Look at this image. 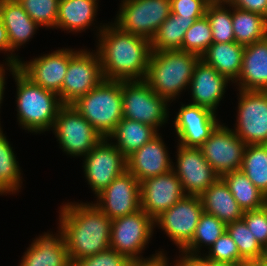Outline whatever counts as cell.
I'll list each match as a JSON object with an SVG mask.
<instances>
[{"instance_id":"cell-46","label":"cell","mask_w":267,"mask_h":266,"mask_svg":"<svg viewBox=\"0 0 267 266\" xmlns=\"http://www.w3.org/2000/svg\"><path fill=\"white\" fill-rule=\"evenodd\" d=\"M0 51H5V53L10 52V41L8 38V33L0 18ZM3 66V64H0Z\"/></svg>"},{"instance_id":"cell-42","label":"cell","mask_w":267,"mask_h":266,"mask_svg":"<svg viewBox=\"0 0 267 266\" xmlns=\"http://www.w3.org/2000/svg\"><path fill=\"white\" fill-rule=\"evenodd\" d=\"M171 13L180 18H194L198 20L205 16L210 3L208 0H170Z\"/></svg>"},{"instance_id":"cell-27","label":"cell","mask_w":267,"mask_h":266,"mask_svg":"<svg viewBox=\"0 0 267 266\" xmlns=\"http://www.w3.org/2000/svg\"><path fill=\"white\" fill-rule=\"evenodd\" d=\"M97 0H60L56 29L83 32L94 22L97 15Z\"/></svg>"},{"instance_id":"cell-23","label":"cell","mask_w":267,"mask_h":266,"mask_svg":"<svg viewBox=\"0 0 267 266\" xmlns=\"http://www.w3.org/2000/svg\"><path fill=\"white\" fill-rule=\"evenodd\" d=\"M58 230L55 236L48 232L34 239L19 266H72L60 224Z\"/></svg>"},{"instance_id":"cell-40","label":"cell","mask_w":267,"mask_h":266,"mask_svg":"<svg viewBox=\"0 0 267 266\" xmlns=\"http://www.w3.org/2000/svg\"><path fill=\"white\" fill-rule=\"evenodd\" d=\"M242 219L256 240L267 251V204L257 210L245 211Z\"/></svg>"},{"instance_id":"cell-15","label":"cell","mask_w":267,"mask_h":266,"mask_svg":"<svg viewBox=\"0 0 267 266\" xmlns=\"http://www.w3.org/2000/svg\"><path fill=\"white\" fill-rule=\"evenodd\" d=\"M176 173L186 195L200 196L220 177L205 159L201 148L185 147L177 144Z\"/></svg>"},{"instance_id":"cell-49","label":"cell","mask_w":267,"mask_h":266,"mask_svg":"<svg viewBox=\"0 0 267 266\" xmlns=\"http://www.w3.org/2000/svg\"><path fill=\"white\" fill-rule=\"evenodd\" d=\"M211 266H242V264L224 263V262H213L211 261Z\"/></svg>"},{"instance_id":"cell-10","label":"cell","mask_w":267,"mask_h":266,"mask_svg":"<svg viewBox=\"0 0 267 266\" xmlns=\"http://www.w3.org/2000/svg\"><path fill=\"white\" fill-rule=\"evenodd\" d=\"M104 80L98 52L76 50L71 56L58 94L63 105H72Z\"/></svg>"},{"instance_id":"cell-37","label":"cell","mask_w":267,"mask_h":266,"mask_svg":"<svg viewBox=\"0 0 267 266\" xmlns=\"http://www.w3.org/2000/svg\"><path fill=\"white\" fill-rule=\"evenodd\" d=\"M213 43L212 30L206 16L196 20L186 31L182 51L202 56Z\"/></svg>"},{"instance_id":"cell-48","label":"cell","mask_w":267,"mask_h":266,"mask_svg":"<svg viewBox=\"0 0 267 266\" xmlns=\"http://www.w3.org/2000/svg\"><path fill=\"white\" fill-rule=\"evenodd\" d=\"M256 266H267V253L261 256L258 260L253 261Z\"/></svg>"},{"instance_id":"cell-25","label":"cell","mask_w":267,"mask_h":266,"mask_svg":"<svg viewBox=\"0 0 267 266\" xmlns=\"http://www.w3.org/2000/svg\"><path fill=\"white\" fill-rule=\"evenodd\" d=\"M200 199L203 211L214 215L225 224L241 220L243 217V210L221 178L204 191Z\"/></svg>"},{"instance_id":"cell-44","label":"cell","mask_w":267,"mask_h":266,"mask_svg":"<svg viewBox=\"0 0 267 266\" xmlns=\"http://www.w3.org/2000/svg\"><path fill=\"white\" fill-rule=\"evenodd\" d=\"M180 259H176L174 266H211V261L200 255H191L181 251Z\"/></svg>"},{"instance_id":"cell-4","label":"cell","mask_w":267,"mask_h":266,"mask_svg":"<svg viewBox=\"0 0 267 266\" xmlns=\"http://www.w3.org/2000/svg\"><path fill=\"white\" fill-rule=\"evenodd\" d=\"M200 59L181 50L152 51L144 81L157 95L173 102L189 86Z\"/></svg>"},{"instance_id":"cell-8","label":"cell","mask_w":267,"mask_h":266,"mask_svg":"<svg viewBox=\"0 0 267 266\" xmlns=\"http://www.w3.org/2000/svg\"><path fill=\"white\" fill-rule=\"evenodd\" d=\"M154 220L142 209L113 219L111 222L110 248L128 260H144L141 256L153 236ZM140 254V255H139Z\"/></svg>"},{"instance_id":"cell-22","label":"cell","mask_w":267,"mask_h":266,"mask_svg":"<svg viewBox=\"0 0 267 266\" xmlns=\"http://www.w3.org/2000/svg\"><path fill=\"white\" fill-rule=\"evenodd\" d=\"M229 82L224 75L200 59L189 84L193 101L190 104L208 108L216 113Z\"/></svg>"},{"instance_id":"cell-47","label":"cell","mask_w":267,"mask_h":266,"mask_svg":"<svg viewBox=\"0 0 267 266\" xmlns=\"http://www.w3.org/2000/svg\"><path fill=\"white\" fill-rule=\"evenodd\" d=\"M5 67L0 66V106L3 101V95H4V89H5ZM2 131V128L0 126V132Z\"/></svg>"},{"instance_id":"cell-29","label":"cell","mask_w":267,"mask_h":266,"mask_svg":"<svg viewBox=\"0 0 267 266\" xmlns=\"http://www.w3.org/2000/svg\"><path fill=\"white\" fill-rule=\"evenodd\" d=\"M221 179L226 183L243 212L257 210L267 204V197L241 169L227 173Z\"/></svg>"},{"instance_id":"cell-2","label":"cell","mask_w":267,"mask_h":266,"mask_svg":"<svg viewBox=\"0 0 267 266\" xmlns=\"http://www.w3.org/2000/svg\"><path fill=\"white\" fill-rule=\"evenodd\" d=\"M59 214L71 265L110 248L112 220L93 202L64 204Z\"/></svg>"},{"instance_id":"cell-1","label":"cell","mask_w":267,"mask_h":266,"mask_svg":"<svg viewBox=\"0 0 267 266\" xmlns=\"http://www.w3.org/2000/svg\"><path fill=\"white\" fill-rule=\"evenodd\" d=\"M97 52L101 59L103 78L115 81L145 80L151 41L122 30L115 23L98 27Z\"/></svg>"},{"instance_id":"cell-26","label":"cell","mask_w":267,"mask_h":266,"mask_svg":"<svg viewBox=\"0 0 267 266\" xmlns=\"http://www.w3.org/2000/svg\"><path fill=\"white\" fill-rule=\"evenodd\" d=\"M244 49V46L235 41L212 43L201 56V59L234 83L242 69Z\"/></svg>"},{"instance_id":"cell-50","label":"cell","mask_w":267,"mask_h":266,"mask_svg":"<svg viewBox=\"0 0 267 266\" xmlns=\"http://www.w3.org/2000/svg\"><path fill=\"white\" fill-rule=\"evenodd\" d=\"M210 3H218V2H225L227 3L228 0H208Z\"/></svg>"},{"instance_id":"cell-36","label":"cell","mask_w":267,"mask_h":266,"mask_svg":"<svg viewBox=\"0 0 267 266\" xmlns=\"http://www.w3.org/2000/svg\"><path fill=\"white\" fill-rule=\"evenodd\" d=\"M226 231L235 241L240 256L246 262H253L267 251L256 240L243 219L226 224Z\"/></svg>"},{"instance_id":"cell-51","label":"cell","mask_w":267,"mask_h":266,"mask_svg":"<svg viewBox=\"0 0 267 266\" xmlns=\"http://www.w3.org/2000/svg\"><path fill=\"white\" fill-rule=\"evenodd\" d=\"M242 266H256L253 262L243 263Z\"/></svg>"},{"instance_id":"cell-41","label":"cell","mask_w":267,"mask_h":266,"mask_svg":"<svg viewBox=\"0 0 267 266\" xmlns=\"http://www.w3.org/2000/svg\"><path fill=\"white\" fill-rule=\"evenodd\" d=\"M129 261L123 254L108 248L96 255L82 258L72 266H127Z\"/></svg>"},{"instance_id":"cell-28","label":"cell","mask_w":267,"mask_h":266,"mask_svg":"<svg viewBox=\"0 0 267 266\" xmlns=\"http://www.w3.org/2000/svg\"><path fill=\"white\" fill-rule=\"evenodd\" d=\"M157 134L152 126L122 118L107 138L116 140L112 143H115L116 148L127 158Z\"/></svg>"},{"instance_id":"cell-16","label":"cell","mask_w":267,"mask_h":266,"mask_svg":"<svg viewBox=\"0 0 267 266\" xmlns=\"http://www.w3.org/2000/svg\"><path fill=\"white\" fill-rule=\"evenodd\" d=\"M96 198L94 204L111 220L132 214L141 209L140 182L126 170Z\"/></svg>"},{"instance_id":"cell-6","label":"cell","mask_w":267,"mask_h":266,"mask_svg":"<svg viewBox=\"0 0 267 266\" xmlns=\"http://www.w3.org/2000/svg\"><path fill=\"white\" fill-rule=\"evenodd\" d=\"M123 118L142 122L156 131L168 121V101L143 81H122Z\"/></svg>"},{"instance_id":"cell-18","label":"cell","mask_w":267,"mask_h":266,"mask_svg":"<svg viewBox=\"0 0 267 266\" xmlns=\"http://www.w3.org/2000/svg\"><path fill=\"white\" fill-rule=\"evenodd\" d=\"M185 195L173 170L140 182L141 209L153 220Z\"/></svg>"},{"instance_id":"cell-13","label":"cell","mask_w":267,"mask_h":266,"mask_svg":"<svg viewBox=\"0 0 267 266\" xmlns=\"http://www.w3.org/2000/svg\"><path fill=\"white\" fill-rule=\"evenodd\" d=\"M200 196L185 195L154 220L181 251L191 240L203 213Z\"/></svg>"},{"instance_id":"cell-33","label":"cell","mask_w":267,"mask_h":266,"mask_svg":"<svg viewBox=\"0 0 267 266\" xmlns=\"http://www.w3.org/2000/svg\"><path fill=\"white\" fill-rule=\"evenodd\" d=\"M241 170L267 197V144L246 145Z\"/></svg>"},{"instance_id":"cell-3","label":"cell","mask_w":267,"mask_h":266,"mask_svg":"<svg viewBox=\"0 0 267 266\" xmlns=\"http://www.w3.org/2000/svg\"><path fill=\"white\" fill-rule=\"evenodd\" d=\"M7 68L17 85L16 106L19 124L25 130L37 134L49 131L53 128L58 112L63 106L59 95L31 82L17 67Z\"/></svg>"},{"instance_id":"cell-38","label":"cell","mask_w":267,"mask_h":266,"mask_svg":"<svg viewBox=\"0 0 267 266\" xmlns=\"http://www.w3.org/2000/svg\"><path fill=\"white\" fill-rule=\"evenodd\" d=\"M40 27L56 28L60 0H17Z\"/></svg>"},{"instance_id":"cell-24","label":"cell","mask_w":267,"mask_h":266,"mask_svg":"<svg viewBox=\"0 0 267 266\" xmlns=\"http://www.w3.org/2000/svg\"><path fill=\"white\" fill-rule=\"evenodd\" d=\"M234 83L239 90L267 91V36L245 46L242 69Z\"/></svg>"},{"instance_id":"cell-21","label":"cell","mask_w":267,"mask_h":266,"mask_svg":"<svg viewBox=\"0 0 267 266\" xmlns=\"http://www.w3.org/2000/svg\"><path fill=\"white\" fill-rule=\"evenodd\" d=\"M0 18L5 25L10 41V55L6 65L16 67L21 60L13 52L32 38L40 27L17 0H0ZM16 55V56H15Z\"/></svg>"},{"instance_id":"cell-32","label":"cell","mask_w":267,"mask_h":266,"mask_svg":"<svg viewBox=\"0 0 267 266\" xmlns=\"http://www.w3.org/2000/svg\"><path fill=\"white\" fill-rule=\"evenodd\" d=\"M19 162L6 139L3 131L0 132V195L17 193L21 188L22 177Z\"/></svg>"},{"instance_id":"cell-35","label":"cell","mask_w":267,"mask_h":266,"mask_svg":"<svg viewBox=\"0 0 267 266\" xmlns=\"http://www.w3.org/2000/svg\"><path fill=\"white\" fill-rule=\"evenodd\" d=\"M225 5L228 6L226 7ZM231 7L230 4L225 2L208 4L205 16L211 26L213 43L235 41Z\"/></svg>"},{"instance_id":"cell-20","label":"cell","mask_w":267,"mask_h":266,"mask_svg":"<svg viewBox=\"0 0 267 266\" xmlns=\"http://www.w3.org/2000/svg\"><path fill=\"white\" fill-rule=\"evenodd\" d=\"M161 138L162 136L157 134L126 158L127 171L139 182L172 170L173 162L170 161L167 147Z\"/></svg>"},{"instance_id":"cell-11","label":"cell","mask_w":267,"mask_h":266,"mask_svg":"<svg viewBox=\"0 0 267 266\" xmlns=\"http://www.w3.org/2000/svg\"><path fill=\"white\" fill-rule=\"evenodd\" d=\"M109 141L107 137L102 138L83 157L84 174L96 196L127 170L126 157Z\"/></svg>"},{"instance_id":"cell-39","label":"cell","mask_w":267,"mask_h":266,"mask_svg":"<svg viewBox=\"0 0 267 266\" xmlns=\"http://www.w3.org/2000/svg\"><path fill=\"white\" fill-rule=\"evenodd\" d=\"M213 262H224L233 264H243L246 261L240 256L238 247L229 233L225 231L209 248L208 254L204 256Z\"/></svg>"},{"instance_id":"cell-17","label":"cell","mask_w":267,"mask_h":266,"mask_svg":"<svg viewBox=\"0 0 267 266\" xmlns=\"http://www.w3.org/2000/svg\"><path fill=\"white\" fill-rule=\"evenodd\" d=\"M73 49H59L49 54H44L28 63L19 61L17 69L31 82L45 90L59 94L66 75L70 56Z\"/></svg>"},{"instance_id":"cell-14","label":"cell","mask_w":267,"mask_h":266,"mask_svg":"<svg viewBox=\"0 0 267 266\" xmlns=\"http://www.w3.org/2000/svg\"><path fill=\"white\" fill-rule=\"evenodd\" d=\"M245 146L233 129L219 123L200 148L205 159L221 178L241 169Z\"/></svg>"},{"instance_id":"cell-52","label":"cell","mask_w":267,"mask_h":266,"mask_svg":"<svg viewBox=\"0 0 267 266\" xmlns=\"http://www.w3.org/2000/svg\"><path fill=\"white\" fill-rule=\"evenodd\" d=\"M264 20H265V24H266V27H267V10H266V15L264 16Z\"/></svg>"},{"instance_id":"cell-7","label":"cell","mask_w":267,"mask_h":266,"mask_svg":"<svg viewBox=\"0 0 267 266\" xmlns=\"http://www.w3.org/2000/svg\"><path fill=\"white\" fill-rule=\"evenodd\" d=\"M114 23L122 30L151 41L171 14L170 0H123Z\"/></svg>"},{"instance_id":"cell-19","label":"cell","mask_w":267,"mask_h":266,"mask_svg":"<svg viewBox=\"0 0 267 266\" xmlns=\"http://www.w3.org/2000/svg\"><path fill=\"white\" fill-rule=\"evenodd\" d=\"M181 105L173 121L178 144L200 148L220 122L215 112L208 108L190 103Z\"/></svg>"},{"instance_id":"cell-9","label":"cell","mask_w":267,"mask_h":266,"mask_svg":"<svg viewBox=\"0 0 267 266\" xmlns=\"http://www.w3.org/2000/svg\"><path fill=\"white\" fill-rule=\"evenodd\" d=\"M63 152L71 156H85L103 138L74 108L63 105L51 129Z\"/></svg>"},{"instance_id":"cell-30","label":"cell","mask_w":267,"mask_h":266,"mask_svg":"<svg viewBox=\"0 0 267 266\" xmlns=\"http://www.w3.org/2000/svg\"><path fill=\"white\" fill-rule=\"evenodd\" d=\"M195 21L194 18H180L171 13L151 39L152 51H182L185 33Z\"/></svg>"},{"instance_id":"cell-12","label":"cell","mask_w":267,"mask_h":266,"mask_svg":"<svg viewBox=\"0 0 267 266\" xmlns=\"http://www.w3.org/2000/svg\"><path fill=\"white\" fill-rule=\"evenodd\" d=\"M238 91L233 131L246 145L267 144V91Z\"/></svg>"},{"instance_id":"cell-34","label":"cell","mask_w":267,"mask_h":266,"mask_svg":"<svg viewBox=\"0 0 267 266\" xmlns=\"http://www.w3.org/2000/svg\"><path fill=\"white\" fill-rule=\"evenodd\" d=\"M225 231L226 224L224 222L214 215L203 212L192 240L181 251L191 255H199L200 247L208 246L209 249Z\"/></svg>"},{"instance_id":"cell-31","label":"cell","mask_w":267,"mask_h":266,"mask_svg":"<svg viewBox=\"0 0 267 266\" xmlns=\"http://www.w3.org/2000/svg\"><path fill=\"white\" fill-rule=\"evenodd\" d=\"M232 24L235 42L248 46L267 36L264 17L232 6Z\"/></svg>"},{"instance_id":"cell-43","label":"cell","mask_w":267,"mask_h":266,"mask_svg":"<svg viewBox=\"0 0 267 266\" xmlns=\"http://www.w3.org/2000/svg\"><path fill=\"white\" fill-rule=\"evenodd\" d=\"M227 3L236 8L260 14L263 17L266 15L267 0H228Z\"/></svg>"},{"instance_id":"cell-5","label":"cell","mask_w":267,"mask_h":266,"mask_svg":"<svg viewBox=\"0 0 267 266\" xmlns=\"http://www.w3.org/2000/svg\"><path fill=\"white\" fill-rule=\"evenodd\" d=\"M103 137H108L123 118L122 81L104 79L72 104Z\"/></svg>"},{"instance_id":"cell-45","label":"cell","mask_w":267,"mask_h":266,"mask_svg":"<svg viewBox=\"0 0 267 266\" xmlns=\"http://www.w3.org/2000/svg\"><path fill=\"white\" fill-rule=\"evenodd\" d=\"M167 260L166 254L158 251V253L144 260L129 261L127 266H169Z\"/></svg>"}]
</instances>
